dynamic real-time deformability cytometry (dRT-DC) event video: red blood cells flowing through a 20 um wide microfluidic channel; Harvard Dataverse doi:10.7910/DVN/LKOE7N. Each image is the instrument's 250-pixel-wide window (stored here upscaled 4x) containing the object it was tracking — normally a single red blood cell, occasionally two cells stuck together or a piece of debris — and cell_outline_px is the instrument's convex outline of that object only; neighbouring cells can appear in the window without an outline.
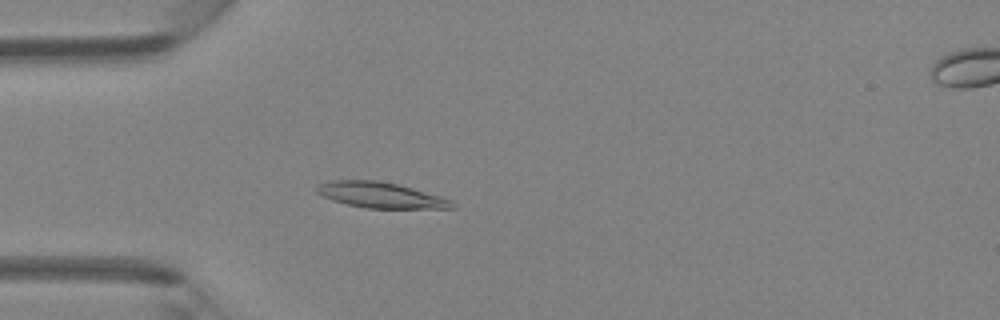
{"species": "Egyptian fruit bat (a non-hibernating species)", "species_latin": "Rousettus aegyptiacus", "temperature_condition": "room temperature", "stored_images_in_passage": 5, "camera_frame_rate_fps": 3000, "um_per_image_px": 0.085, "animal": {"sex": "female"}, "frame": {"image": 1, "passage_image": 4, "time_ms": 3.333, "image_size_px": [1000, 320], "cell_outline_px": [[456, 208], [364, 208], [332, 200], [316, 192], [316, 184], [332, 180], [376, 180], [396, 184], [412, 188], [440, 196], [452, 200], [456, 204]], "centroid_in_image_um": [32.35, 16.58], "position_along_channel_um": 52.7, "area_um2": 20.17}}